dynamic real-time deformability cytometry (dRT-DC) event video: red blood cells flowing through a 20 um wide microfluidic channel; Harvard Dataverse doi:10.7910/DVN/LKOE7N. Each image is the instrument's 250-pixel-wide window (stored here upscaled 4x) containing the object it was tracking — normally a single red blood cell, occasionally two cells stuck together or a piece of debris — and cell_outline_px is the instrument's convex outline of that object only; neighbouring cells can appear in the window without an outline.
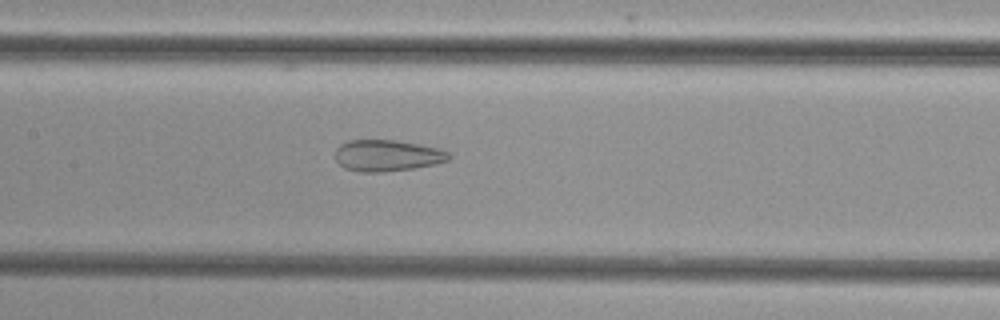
{"species": "common noctule bat (a hibernating species)", "species_latin": "Nyctalus noctula", "temperature_condition": "cold", "stored_images_in_passage": 32, "camera_frame_rate_fps": 3000, "um_per_image_px": 0.085, "animal": {"sex": "female", "body_mass_g": 29.2, "forearm_length_mm": 56.3}, "frame": {"image": 1, "passage_image": 15, "time_ms": 4.667, "image_size_px": [1000, 320], "cell_outline_px": [[452, 156], [448, 160], [432, 164], [412, 168], [384, 172], [360, 172], [344, 168], [336, 160], [336, 148], [340, 144], [348, 140], [396, 140], [440, 148], [448, 152]], "centroid_in_image_um": [32.89, 13.21], "position_along_channel_um": 174.5, "area_um2": 20.75}}
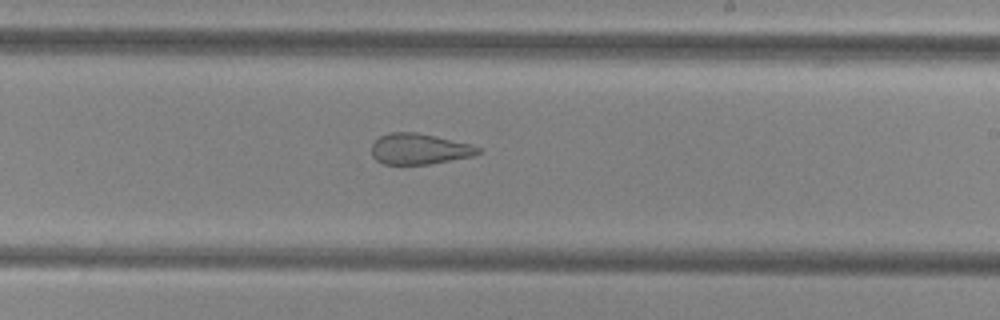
{"frame": {"image": 2, "passage_image": 21, "time_ms": 6.667, "image_size_px": [1000, 320], "cell_outline_px": [[484, 148], [480, 152], [472, 156], [428, 164], [384, 164], [376, 160], [372, 156], [372, 144], [380, 136], [388, 132], [416, 132], [436, 136], [472, 144]], "centroid_in_image_um": [35.65, 12.65], "position_along_channel_um": 253.3, "area_um2": 19.19}}
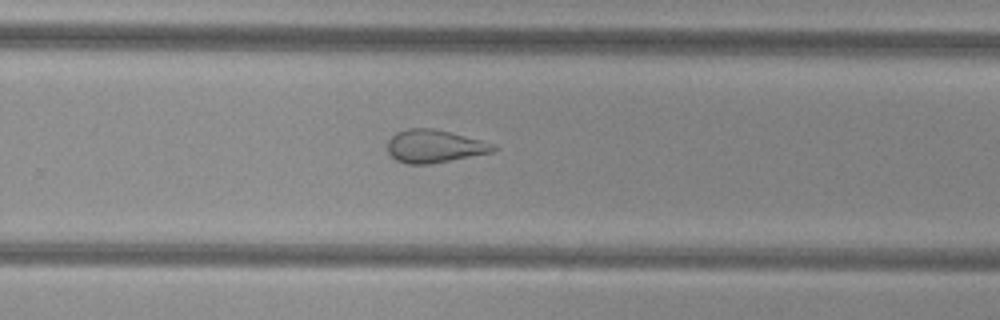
{"frame": {"image": 3, "passage_image": 24, "time_ms": 7.667, "image_size_px": [1000, 320], "cell_outline_px": [[500, 148], [492, 152], [432, 164], [404, 164], [396, 160], [388, 152], [388, 140], [396, 132], [408, 128], [432, 128], [496, 144]], "centroid_in_image_um": [36.92, 12.44], "position_along_channel_um": 292.9, "area_um2": 20.29}}